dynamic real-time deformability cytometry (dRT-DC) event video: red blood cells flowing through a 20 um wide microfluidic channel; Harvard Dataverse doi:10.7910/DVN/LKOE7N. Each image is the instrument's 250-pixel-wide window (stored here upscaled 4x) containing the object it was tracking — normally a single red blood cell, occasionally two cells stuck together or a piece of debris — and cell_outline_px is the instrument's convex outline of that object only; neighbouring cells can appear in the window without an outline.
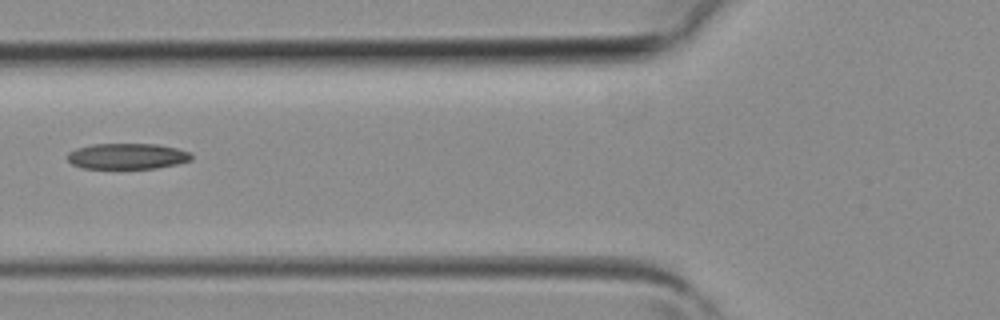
{"species": "common noctule bat (a hibernating species)", "species_latin": "Nyctalus noctula", "temperature_condition": "room temperature", "stored_images_in_passage": 2, "camera_frame_rate_fps": 3000, "um_per_image_px": 0.085, "animal": {"sex": "female", "body_mass_g": 19.3, "forearm_length_mm": 54.1}, "frame": {"image": 1, "passage_image": 2, "time_ms": 0.333, "image_size_px": [1000, 320], "cell_outline_px": [[192, 160], [176, 164], [156, 168], [80, 168], [72, 164], [68, 160], [68, 152], [76, 148], [92, 144], [156, 144], [176, 148], [192, 152]], "centroid_in_image_um": [10.82, 13.27], "position_along_channel_um": 115.0, "area_um2": 18.67}}